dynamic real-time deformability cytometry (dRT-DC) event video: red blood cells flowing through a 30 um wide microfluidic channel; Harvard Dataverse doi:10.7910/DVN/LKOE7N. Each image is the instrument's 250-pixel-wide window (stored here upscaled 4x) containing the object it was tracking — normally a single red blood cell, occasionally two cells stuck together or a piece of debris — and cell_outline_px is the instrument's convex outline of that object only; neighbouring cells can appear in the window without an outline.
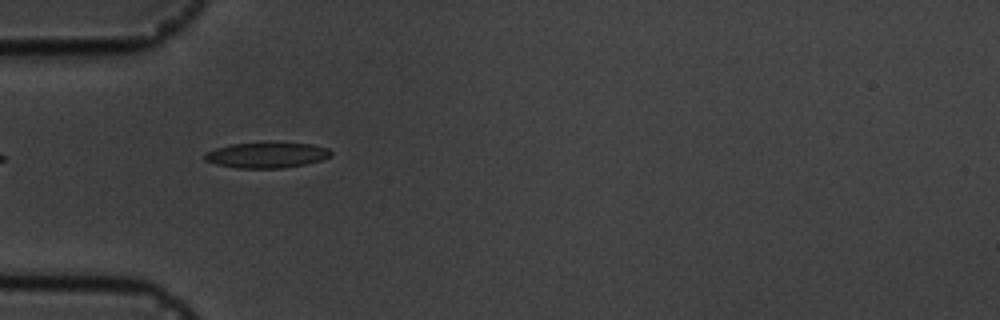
{"species": "common noctule bat (a hibernating species)", "species_latin": "Nyctalus noctula", "temperature_condition": "cold", "stored_images_in_passage": 6, "camera_frame_rate_fps": 3000, "um_per_image_px": 0.085, "animal": {"sex": "male", "body_mass_g": 19.5, "forearm_length_mm": 54.6}, "frame": {"image": 1, "passage_image": 5, "time_ms": 5.333, "image_size_px": [1000, 320], "cell_outline_px": [[332, 156], [320, 160], [304, 164], [284, 168], [236, 168], [216, 164], [204, 160], [204, 156], [208, 152], [216, 148], [232, 144], [312, 144], [328, 148], [332, 152]], "centroid_in_image_um": [22.68, 13.21], "position_along_channel_um": 62.3, "area_um2": 18.26}}
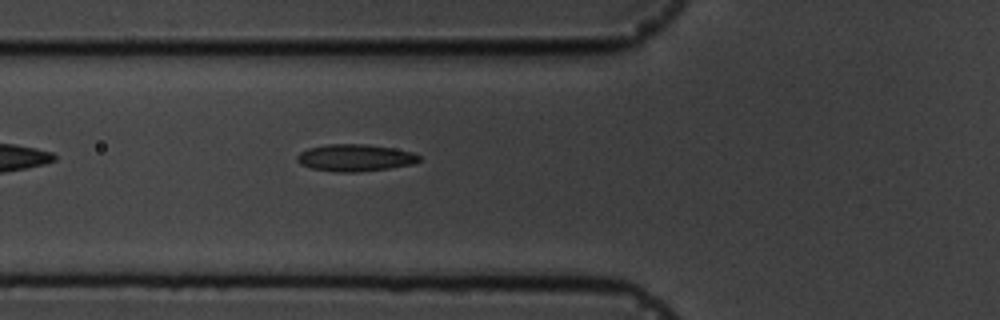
{"frame": {"image": 2, "passage_image": 6, "time_ms": 6.333, "image_size_px": [1000, 320], "cell_outline_px": [[420, 160], [412, 164], [388, 168], [356, 172], [336, 172], [312, 168], [300, 164], [296, 160], [296, 156], [300, 152], [308, 148], [328, 144], [364, 144], [392, 148], [412, 152], [420, 156]], "centroid_in_image_um": [30.15, 13.41], "position_along_channel_um": 95.7, "area_um2": 19.07}}